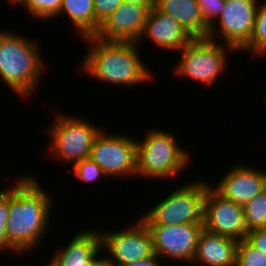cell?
<instances>
[{"instance_id":"obj_1","label":"cell","mask_w":266,"mask_h":266,"mask_svg":"<svg viewBox=\"0 0 266 266\" xmlns=\"http://www.w3.org/2000/svg\"><path fill=\"white\" fill-rule=\"evenodd\" d=\"M16 180L14 186L9 187L6 239L18 255H23L38 248L49 230L53 196L46 193L37 178L26 175Z\"/></svg>"},{"instance_id":"obj_2","label":"cell","mask_w":266,"mask_h":266,"mask_svg":"<svg viewBox=\"0 0 266 266\" xmlns=\"http://www.w3.org/2000/svg\"><path fill=\"white\" fill-rule=\"evenodd\" d=\"M89 50L82 71L103 83L136 86L153 80V73L139 55L138 43H103L95 36L83 37Z\"/></svg>"},{"instance_id":"obj_3","label":"cell","mask_w":266,"mask_h":266,"mask_svg":"<svg viewBox=\"0 0 266 266\" xmlns=\"http://www.w3.org/2000/svg\"><path fill=\"white\" fill-rule=\"evenodd\" d=\"M40 54L35 41L12 30H0V78L24 99L33 95L44 73L45 62Z\"/></svg>"},{"instance_id":"obj_4","label":"cell","mask_w":266,"mask_h":266,"mask_svg":"<svg viewBox=\"0 0 266 266\" xmlns=\"http://www.w3.org/2000/svg\"><path fill=\"white\" fill-rule=\"evenodd\" d=\"M144 141L136 140V177H175L190 161V153L178 145L172 132L151 127Z\"/></svg>"},{"instance_id":"obj_5","label":"cell","mask_w":266,"mask_h":266,"mask_svg":"<svg viewBox=\"0 0 266 266\" xmlns=\"http://www.w3.org/2000/svg\"><path fill=\"white\" fill-rule=\"evenodd\" d=\"M210 184L202 179L177 187L140 219L147 226L203 224L204 201Z\"/></svg>"},{"instance_id":"obj_6","label":"cell","mask_w":266,"mask_h":266,"mask_svg":"<svg viewBox=\"0 0 266 266\" xmlns=\"http://www.w3.org/2000/svg\"><path fill=\"white\" fill-rule=\"evenodd\" d=\"M180 51L181 57L176 64L175 75L178 78H189L206 87L212 86L226 70L229 57L227 54L236 52L233 47L208 38L193 39Z\"/></svg>"},{"instance_id":"obj_7","label":"cell","mask_w":266,"mask_h":266,"mask_svg":"<svg viewBox=\"0 0 266 266\" xmlns=\"http://www.w3.org/2000/svg\"><path fill=\"white\" fill-rule=\"evenodd\" d=\"M52 123L50 134V153L57 160L72 163L89 158L95 137L101 131L100 127L77 115L57 113Z\"/></svg>"},{"instance_id":"obj_8","label":"cell","mask_w":266,"mask_h":266,"mask_svg":"<svg viewBox=\"0 0 266 266\" xmlns=\"http://www.w3.org/2000/svg\"><path fill=\"white\" fill-rule=\"evenodd\" d=\"M89 158L107 177L136 176V140L126 134L110 135L101 128L93 141Z\"/></svg>"},{"instance_id":"obj_9","label":"cell","mask_w":266,"mask_h":266,"mask_svg":"<svg viewBox=\"0 0 266 266\" xmlns=\"http://www.w3.org/2000/svg\"><path fill=\"white\" fill-rule=\"evenodd\" d=\"M258 2L257 0H225L224 10L217 18V22L209 27L207 38L215 41L219 31L218 34H221L226 45L240 51L252 36Z\"/></svg>"},{"instance_id":"obj_10","label":"cell","mask_w":266,"mask_h":266,"mask_svg":"<svg viewBox=\"0 0 266 266\" xmlns=\"http://www.w3.org/2000/svg\"><path fill=\"white\" fill-rule=\"evenodd\" d=\"M137 220L121 231L100 232L102 252L107 251L117 265L141 261L154 254L150 230L140 218Z\"/></svg>"},{"instance_id":"obj_11","label":"cell","mask_w":266,"mask_h":266,"mask_svg":"<svg viewBox=\"0 0 266 266\" xmlns=\"http://www.w3.org/2000/svg\"><path fill=\"white\" fill-rule=\"evenodd\" d=\"M147 227L152 236L154 254L161 259L167 257L169 260L192 264L199 234L204 229L203 224Z\"/></svg>"},{"instance_id":"obj_12","label":"cell","mask_w":266,"mask_h":266,"mask_svg":"<svg viewBox=\"0 0 266 266\" xmlns=\"http://www.w3.org/2000/svg\"><path fill=\"white\" fill-rule=\"evenodd\" d=\"M203 227L211 233L238 241L246 239L243 206L222 197L210 184L204 201Z\"/></svg>"},{"instance_id":"obj_13","label":"cell","mask_w":266,"mask_h":266,"mask_svg":"<svg viewBox=\"0 0 266 266\" xmlns=\"http://www.w3.org/2000/svg\"><path fill=\"white\" fill-rule=\"evenodd\" d=\"M147 14L148 10L144 6L123 1L94 36L103 43L137 42Z\"/></svg>"},{"instance_id":"obj_14","label":"cell","mask_w":266,"mask_h":266,"mask_svg":"<svg viewBox=\"0 0 266 266\" xmlns=\"http://www.w3.org/2000/svg\"><path fill=\"white\" fill-rule=\"evenodd\" d=\"M266 170L237 164L229 169L217 185L211 186L222 197L241 206L265 190Z\"/></svg>"},{"instance_id":"obj_15","label":"cell","mask_w":266,"mask_h":266,"mask_svg":"<svg viewBox=\"0 0 266 266\" xmlns=\"http://www.w3.org/2000/svg\"><path fill=\"white\" fill-rule=\"evenodd\" d=\"M143 38L170 51H180L193 40L176 19L160 12L156 7L148 11L143 32L137 41L139 45Z\"/></svg>"},{"instance_id":"obj_16","label":"cell","mask_w":266,"mask_h":266,"mask_svg":"<svg viewBox=\"0 0 266 266\" xmlns=\"http://www.w3.org/2000/svg\"><path fill=\"white\" fill-rule=\"evenodd\" d=\"M100 231L83 229L48 262L50 266H93L95 256L101 253Z\"/></svg>"},{"instance_id":"obj_17","label":"cell","mask_w":266,"mask_h":266,"mask_svg":"<svg viewBox=\"0 0 266 266\" xmlns=\"http://www.w3.org/2000/svg\"><path fill=\"white\" fill-rule=\"evenodd\" d=\"M239 241L211 233L203 229L198 237L196 254L192 261L196 266H235Z\"/></svg>"},{"instance_id":"obj_18","label":"cell","mask_w":266,"mask_h":266,"mask_svg":"<svg viewBox=\"0 0 266 266\" xmlns=\"http://www.w3.org/2000/svg\"><path fill=\"white\" fill-rule=\"evenodd\" d=\"M155 7L176 19L193 39H205L209 26L196 0H155Z\"/></svg>"},{"instance_id":"obj_19","label":"cell","mask_w":266,"mask_h":266,"mask_svg":"<svg viewBox=\"0 0 266 266\" xmlns=\"http://www.w3.org/2000/svg\"><path fill=\"white\" fill-rule=\"evenodd\" d=\"M67 14L81 38L95 35L94 0H63L59 15Z\"/></svg>"},{"instance_id":"obj_20","label":"cell","mask_w":266,"mask_h":266,"mask_svg":"<svg viewBox=\"0 0 266 266\" xmlns=\"http://www.w3.org/2000/svg\"><path fill=\"white\" fill-rule=\"evenodd\" d=\"M259 4L250 41L240 51H249L256 57L262 54L263 57L266 55V1Z\"/></svg>"},{"instance_id":"obj_21","label":"cell","mask_w":266,"mask_h":266,"mask_svg":"<svg viewBox=\"0 0 266 266\" xmlns=\"http://www.w3.org/2000/svg\"><path fill=\"white\" fill-rule=\"evenodd\" d=\"M244 221L247 233L256 229L266 228V191L255 195L245 205Z\"/></svg>"},{"instance_id":"obj_22","label":"cell","mask_w":266,"mask_h":266,"mask_svg":"<svg viewBox=\"0 0 266 266\" xmlns=\"http://www.w3.org/2000/svg\"><path fill=\"white\" fill-rule=\"evenodd\" d=\"M63 0H22L18 5L24 6L35 19L51 20L57 18L62 7Z\"/></svg>"},{"instance_id":"obj_23","label":"cell","mask_w":266,"mask_h":266,"mask_svg":"<svg viewBox=\"0 0 266 266\" xmlns=\"http://www.w3.org/2000/svg\"><path fill=\"white\" fill-rule=\"evenodd\" d=\"M235 266H266V254L243 239L237 246Z\"/></svg>"},{"instance_id":"obj_24","label":"cell","mask_w":266,"mask_h":266,"mask_svg":"<svg viewBox=\"0 0 266 266\" xmlns=\"http://www.w3.org/2000/svg\"><path fill=\"white\" fill-rule=\"evenodd\" d=\"M73 171L76 177L88 183L96 181L100 177H104L105 179L107 177L100 166L91 158H86L75 163Z\"/></svg>"},{"instance_id":"obj_25","label":"cell","mask_w":266,"mask_h":266,"mask_svg":"<svg viewBox=\"0 0 266 266\" xmlns=\"http://www.w3.org/2000/svg\"><path fill=\"white\" fill-rule=\"evenodd\" d=\"M9 218V187L0 191V252L9 249L13 253H17L8 243L6 239L7 223Z\"/></svg>"},{"instance_id":"obj_26","label":"cell","mask_w":266,"mask_h":266,"mask_svg":"<svg viewBox=\"0 0 266 266\" xmlns=\"http://www.w3.org/2000/svg\"><path fill=\"white\" fill-rule=\"evenodd\" d=\"M124 0H94L95 34Z\"/></svg>"},{"instance_id":"obj_27","label":"cell","mask_w":266,"mask_h":266,"mask_svg":"<svg viewBox=\"0 0 266 266\" xmlns=\"http://www.w3.org/2000/svg\"><path fill=\"white\" fill-rule=\"evenodd\" d=\"M202 17L210 27L224 10L225 0H196Z\"/></svg>"},{"instance_id":"obj_28","label":"cell","mask_w":266,"mask_h":266,"mask_svg":"<svg viewBox=\"0 0 266 266\" xmlns=\"http://www.w3.org/2000/svg\"><path fill=\"white\" fill-rule=\"evenodd\" d=\"M246 240L256 249L266 254V228L248 232Z\"/></svg>"},{"instance_id":"obj_29","label":"cell","mask_w":266,"mask_h":266,"mask_svg":"<svg viewBox=\"0 0 266 266\" xmlns=\"http://www.w3.org/2000/svg\"><path fill=\"white\" fill-rule=\"evenodd\" d=\"M161 258H159L156 254H153L151 257L141 260L134 261L128 264L118 265V266H161Z\"/></svg>"},{"instance_id":"obj_30","label":"cell","mask_w":266,"mask_h":266,"mask_svg":"<svg viewBox=\"0 0 266 266\" xmlns=\"http://www.w3.org/2000/svg\"><path fill=\"white\" fill-rule=\"evenodd\" d=\"M101 254L95 256L94 265L93 266H118L109 256H99ZM98 256V257H97Z\"/></svg>"},{"instance_id":"obj_31","label":"cell","mask_w":266,"mask_h":266,"mask_svg":"<svg viewBox=\"0 0 266 266\" xmlns=\"http://www.w3.org/2000/svg\"><path fill=\"white\" fill-rule=\"evenodd\" d=\"M124 2L144 6L148 11L155 7V0H124Z\"/></svg>"},{"instance_id":"obj_32","label":"cell","mask_w":266,"mask_h":266,"mask_svg":"<svg viewBox=\"0 0 266 266\" xmlns=\"http://www.w3.org/2000/svg\"><path fill=\"white\" fill-rule=\"evenodd\" d=\"M22 0H8V2H11L12 4L18 5Z\"/></svg>"}]
</instances>
